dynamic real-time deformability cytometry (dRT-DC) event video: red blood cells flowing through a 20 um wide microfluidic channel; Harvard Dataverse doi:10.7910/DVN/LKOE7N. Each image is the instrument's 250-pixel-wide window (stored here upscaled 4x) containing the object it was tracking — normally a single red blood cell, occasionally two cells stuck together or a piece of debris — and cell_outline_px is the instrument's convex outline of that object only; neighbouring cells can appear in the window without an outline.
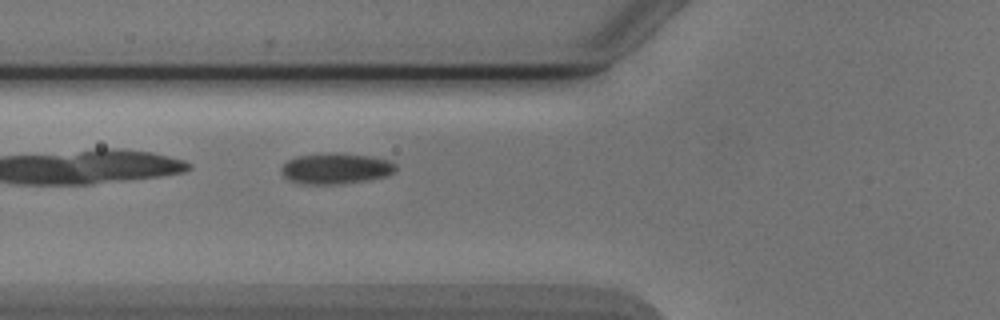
{"species": "Egyptian fruit bat (a non-hibernating species)", "species_latin": "Rousettus aegyptiacus", "temperature_condition": "cold", "stored_images_in_passage": 6, "camera_frame_rate_fps": 3000, "um_per_image_px": 0.085, "animal": {"sex": "male"}, "frame": {"image": 1, "passage_image": 6, "time_ms": 6.0, "image_size_px": [1000, 320], "cell_outline_px": [[396, 168], [392, 172], [384, 176], [368, 180], [344, 184], [300, 184], [288, 180], [280, 172], [280, 168], [288, 160], [296, 156], [332, 152], [340, 152], [372, 156], [388, 160], [396, 164]], "centroid_in_image_um": [28.5, 14.32], "position_along_channel_um": 97.3, "area_um2": 20.87}}